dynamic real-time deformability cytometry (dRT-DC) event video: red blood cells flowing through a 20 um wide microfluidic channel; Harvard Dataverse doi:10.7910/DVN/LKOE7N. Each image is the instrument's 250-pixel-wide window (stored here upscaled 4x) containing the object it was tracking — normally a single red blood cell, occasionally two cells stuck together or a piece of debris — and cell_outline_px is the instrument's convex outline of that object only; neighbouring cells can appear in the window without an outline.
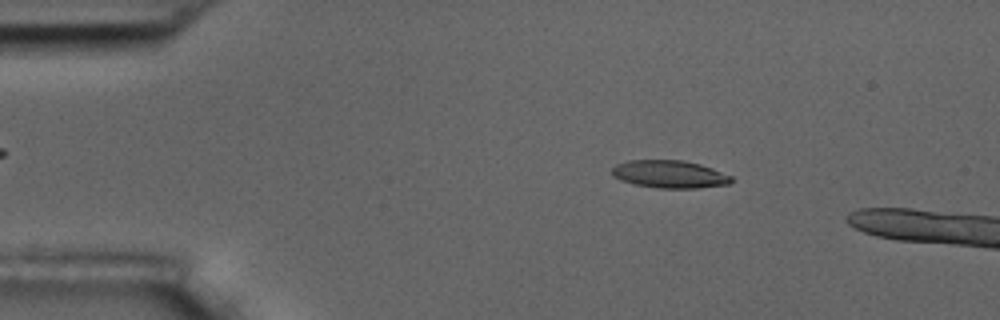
{"species": "common noctule bat (a hibernating species)", "species_latin": "Nyctalus noctula", "temperature_condition": "room temperature", "stored_images_in_passage": 49, "camera_frame_rate_fps": 3000, "um_per_image_px": 0.085, "animal": {"sex": "male", "body_mass_g": 17.5, "forearm_length_mm": 52.3}, "frame": {"image": 1, "passage_image": 7, "time_ms": 2.0, "image_size_px": [1000, 320], "cell_outline_px": [[732, 180], [728, 184], [696, 188], [656, 188], [632, 184], [620, 180], [612, 176], [612, 168], [616, 164], [628, 160], [684, 160], [700, 164], [712, 168], [732, 176]], "centroid_in_image_um": [56.87, 14.8], "position_along_channel_um": 28.1, "area_um2": 19.36}}
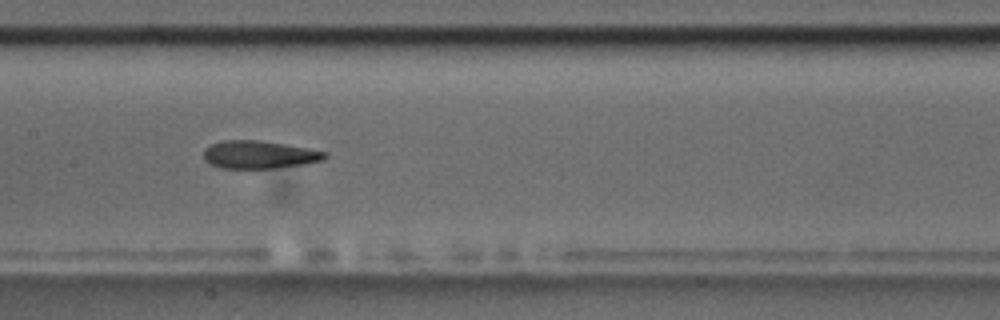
{"frame": {"image": 2, "passage_image": 25, "time_ms": 8.0, "image_size_px": [1000, 320], "cell_outline_px": [[328, 156], [324, 160], [304, 164], [272, 168], [220, 168], [208, 164], [204, 160], [204, 148], [212, 144], [224, 140], [260, 140], [284, 144], [328, 152]], "centroid_in_image_um": [22.01, 13.15], "position_along_channel_um": 185.4, "area_um2": 19.71}}
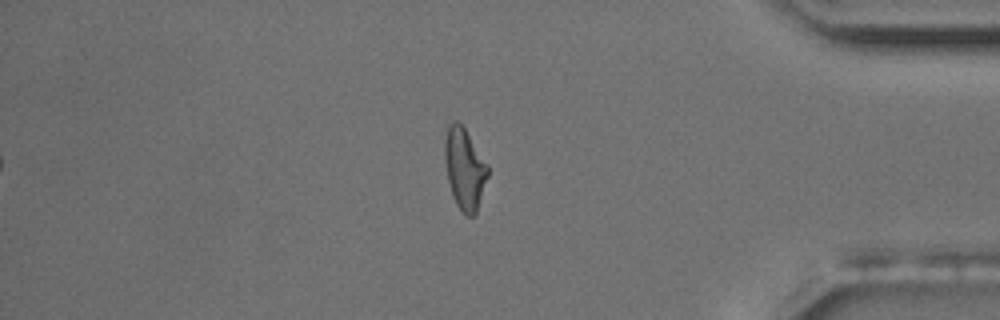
{"frame": {"image": 3, "passage_image": 45, "time_ms": 14.667, "image_size_px": [1000, 320], "cell_outline_px": [[488, 176], [476, 212], [472, 216], [468, 216], [456, 204], [452, 196], [448, 180], [444, 160], [444, 140], [448, 124], [452, 120], [456, 120], [464, 128], [488, 164]], "centroid_in_image_um": [39.47, 14.31], "position_along_channel_um": 395.7, "area_um2": 20.29}}